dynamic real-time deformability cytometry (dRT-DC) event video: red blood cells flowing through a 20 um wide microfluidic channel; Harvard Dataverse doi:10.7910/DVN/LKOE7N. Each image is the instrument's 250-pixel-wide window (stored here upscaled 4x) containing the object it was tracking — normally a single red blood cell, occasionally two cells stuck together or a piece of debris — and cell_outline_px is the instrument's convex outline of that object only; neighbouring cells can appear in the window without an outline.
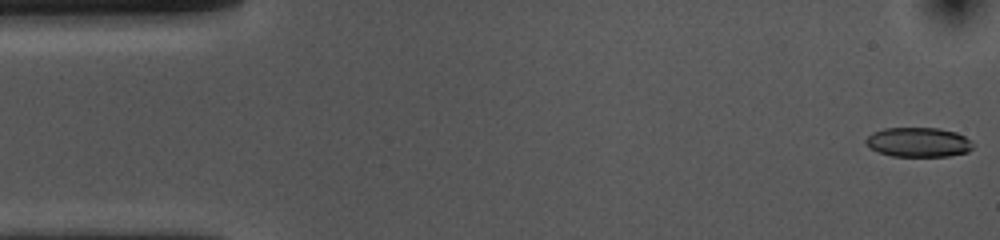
{"species": "common noctule bat (a hibernating species)", "species_latin": "Nyctalus noctula", "temperature_condition": "cold", "stored_images_in_passage": 54, "camera_frame_rate_fps": 3000, "um_per_image_px": 0.085, "animal": {"sex": "female", "body_mass_g": 10.0, "forearm_length_mm": 53.1}, "frame": {"image": 1, "passage_image": 1, "time_ms": 0.0, "image_size_px": [1000, 240], "cell_outline_px": [[972, 148], [968, 152], [948, 156], [892, 156], [880, 152], [872, 148], [864, 140], [872, 132], [884, 128], [940, 128], [956, 132], [964, 136], [972, 144]], "centroid_in_image_um": [78.06, 12.08], "position_along_channel_um": 6.9, "area_um2": 18.26}}
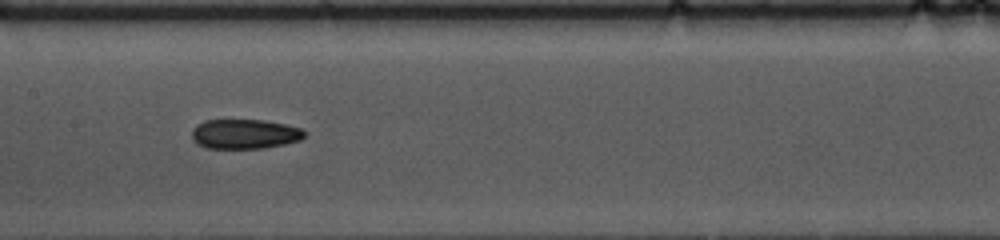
{"frame": {"image": 2, "passage_image": 25, "time_ms": 8.0, "image_size_px": [1000, 240], "cell_outline_px": [[304, 136], [300, 140], [284, 144], [264, 148], [208, 148], [196, 144], [192, 140], [192, 128], [196, 124], [204, 120], [264, 120], [284, 124], [300, 128], [304, 132]], "centroid_in_image_um": [20.74, 11.39], "position_along_channel_um": 186.7, "area_um2": 19.48}}
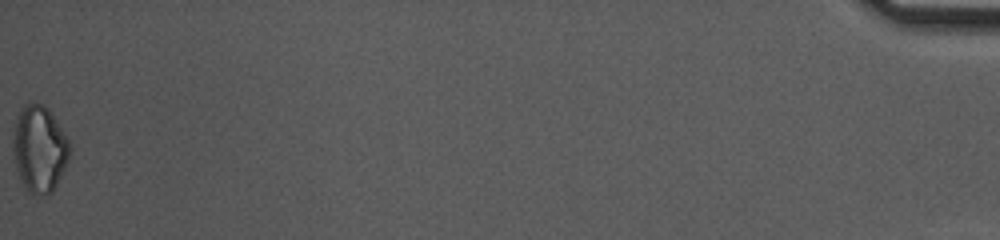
{"frame": {"image": 3, "passage_image": 54, "time_ms": 17.667, "image_size_px": [1000, 240], "cell_outline_px": [[68, 160], [52, 192], [48, 196], [36, 196], [28, 192], [24, 188], [16, 172], [12, 148], [12, 140], [16, 120], [20, 108], [28, 100], [32, 100], [48, 108], [64, 132], [68, 140]], "centroid_in_image_um": [3.3, 12.66], "position_along_channel_um": 431.9, "area_um2": 28.9}, "authors_computed_cell_mechanics": {"area_um2": 20.0566, "velocity_mm_per_s": 3.6472, "shape_relaxation_time_tau1_ms": 7.4237, "shape_relaxation_time_tau2_ms": null, "deformation_change_tau1": 0.1303, "deformation_change_tau2": null}}